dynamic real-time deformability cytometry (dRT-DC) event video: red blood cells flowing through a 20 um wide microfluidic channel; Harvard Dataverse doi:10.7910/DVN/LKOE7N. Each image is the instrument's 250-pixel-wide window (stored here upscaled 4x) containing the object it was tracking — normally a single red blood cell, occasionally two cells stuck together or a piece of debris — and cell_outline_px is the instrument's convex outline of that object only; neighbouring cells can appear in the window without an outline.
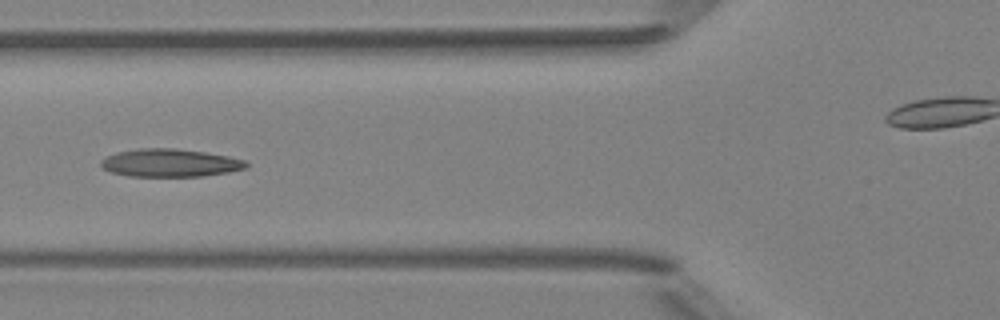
{"species": "Egyptian fruit bat (a non-hibernating species)", "species_latin": "Rousettus aegyptiacus", "temperature_condition": "room temperature", "stored_images_in_passage": 5, "camera_frame_rate_fps": 3000, "um_per_image_px": 0.085, "animal": {"sex": "female"}, "frame": {"image": 1, "passage_image": 5, "time_ms": 4.667, "image_size_px": [1000, 320], "cell_outline_px": [[248, 168], [228, 172], [204, 176], [128, 176], [112, 172], [104, 168], [100, 164], [100, 160], [116, 152], [136, 148], [176, 148], [204, 152], [228, 156], [248, 160]], "centroid_in_image_um": [14.49, 13.84], "position_along_channel_um": 111.3, "area_um2": 23.76}}